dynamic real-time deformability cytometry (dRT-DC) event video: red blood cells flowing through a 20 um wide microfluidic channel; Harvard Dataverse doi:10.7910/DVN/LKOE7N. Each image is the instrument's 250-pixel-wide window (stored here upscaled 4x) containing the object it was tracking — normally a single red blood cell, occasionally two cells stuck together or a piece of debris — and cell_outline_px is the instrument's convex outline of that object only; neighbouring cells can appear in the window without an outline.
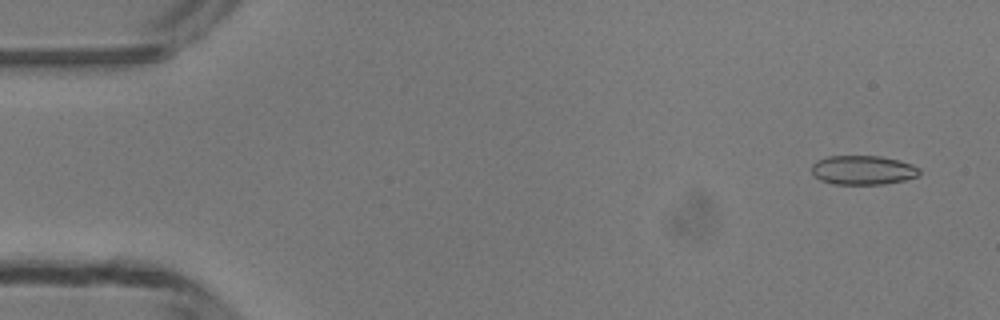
{"species": "common noctule bat (a hibernating species)", "species_latin": "Nyctalus noctula", "temperature_condition": "room temperature", "stored_images_in_passage": 48, "camera_frame_rate_fps": 3000, "um_per_image_px": 0.085, "animal": {"sex": "male", "body_mass_g": 13.3}, "frame": {"image": 1, "passage_image": 2, "time_ms": 0.333, "image_size_px": [1000, 320], "cell_outline_px": [[920, 172], [916, 176], [904, 180], [884, 184], [832, 184], [820, 180], [812, 172], [812, 164], [816, 160], [828, 156], [880, 156], [900, 160], [912, 164], [920, 168]], "centroid_in_image_um": [73.34, 14.45], "position_along_channel_um": 11.7, "area_um2": 18.38}}
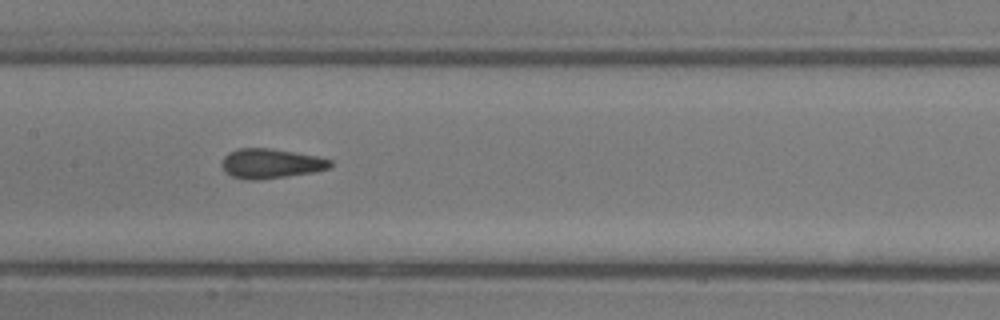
{"frame": {"image": 2, "passage_image": 23, "time_ms": 7.333, "image_size_px": [1000, 320], "cell_outline_px": [[332, 164], [328, 168], [312, 172], [256, 180], [248, 180], [232, 176], [224, 172], [220, 164], [224, 156], [228, 152], [236, 148], [268, 148], [316, 156], [332, 160]], "centroid_in_image_um": [22.94, 13.89], "position_along_channel_um": 184.5, "area_um2": 18.61}}
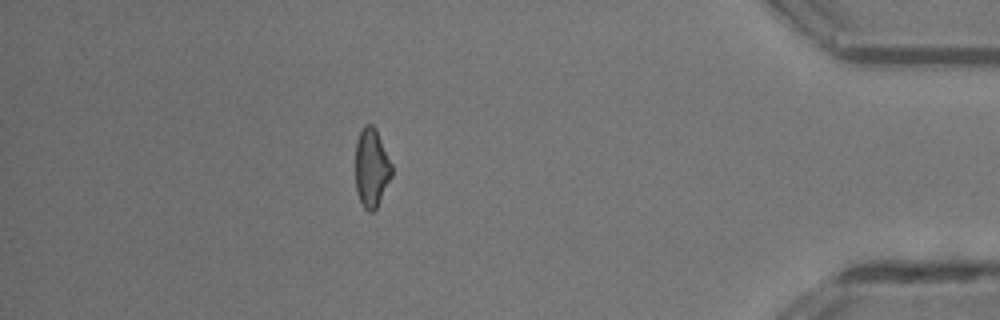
{"frame": {"image": 3, "passage_image": 42, "time_ms": 13.667, "image_size_px": [1000, 320], "cell_outline_px": [[392, 176], [376, 208], [372, 212], [368, 212], [364, 208], [356, 192], [356, 140], [364, 124], [372, 124], [376, 128], [392, 164]], "centroid_in_image_um": [31.58, 14.25], "position_along_channel_um": 403.6, "area_um2": 16.7}, "authors_computed_cell_mechanics": {"area_um2": 18.2648, "velocity_mm_per_s": 4.2271, "shape_relaxation_time_tau1_ms": 7.7457, "shape_relaxation_time_tau2_ms": 1.9101, "deformation_change_tau1": 0.1303, "deformation_change_tau2": 0.0766}}